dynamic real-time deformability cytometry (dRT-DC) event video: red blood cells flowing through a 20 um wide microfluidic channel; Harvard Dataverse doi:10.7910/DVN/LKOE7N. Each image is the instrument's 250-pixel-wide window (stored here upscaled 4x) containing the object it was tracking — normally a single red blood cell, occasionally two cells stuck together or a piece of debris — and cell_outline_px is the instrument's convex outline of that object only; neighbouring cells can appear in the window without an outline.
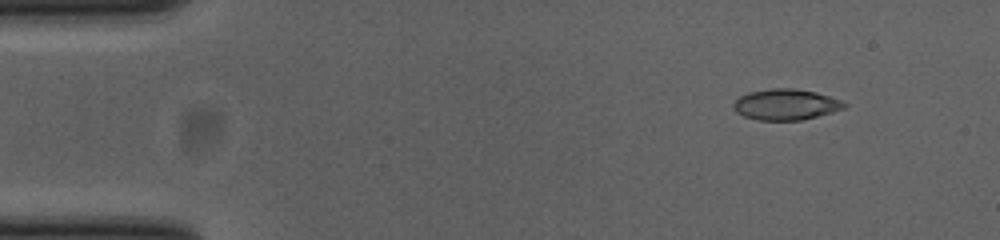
{"species": "common noctule bat (a hibernating species)", "species_latin": "Nyctalus noctula", "temperature_condition": "cold", "stored_images_in_passage": 53, "camera_frame_rate_fps": 3000, "um_per_image_px": 0.085, "animal": {"sex": "female", "body_mass_g": 23.0, "forearm_length_mm": 53.4}, "frame": {"image": 1, "passage_image": 6, "time_ms": 1.667, "image_size_px": [1000, 240], "cell_outline_px": [[848, 104], [844, 108], [832, 112], [800, 120], [756, 120], [744, 116], [736, 112], [732, 108], [732, 104], [740, 96], [748, 92], [772, 88], [792, 88], [816, 92], [840, 100]], "centroid_in_image_um": [66.75, 8.88], "position_along_channel_um": 18.2, "area_um2": 19.88}}
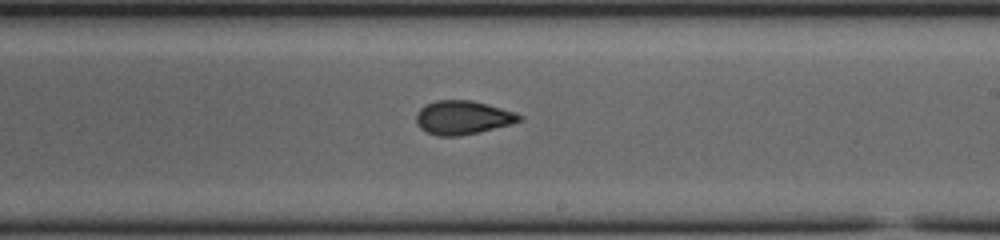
{"frame": {"image": 2, "passage_image": 31, "time_ms": 10.0, "image_size_px": [1000, 240], "cell_outline_px": [[524, 120], [512, 124], [480, 132], [460, 136], [436, 136], [420, 128], [416, 124], [416, 112], [420, 108], [436, 100], [472, 100], [516, 112], [524, 116]], "centroid_in_image_um": [39.36, 10.0], "position_along_channel_um": 249.6, "area_um2": 20.52}}
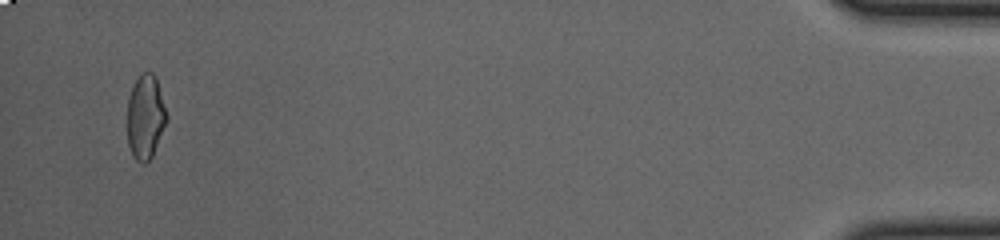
{"frame": {"image": 3, "passage_image": 51, "time_ms": 16.667, "image_size_px": [1000, 240], "cell_outline_px": [[168, 120], [152, 156], [144, 164], [136, 160], [128, 144], [128, 96], [140, 72], [152, 72], [156, 76], [168, 116]], "centroid_in_image_um": [12.38, 9.91], "position_along_channel_um": 422.8, "area_um2": 19.36}, "authors_computed_cell_mechanics": {"area_um2": 19.8832, "velocity_mm_per_s": 3.8793, "shape_relaxation_time_tau1_ms": 10.3071, "shape_relaxation_time_tau2_ms": 1.4016, "deformation_change_tau1": 0.2312, "deformation_change_tau2": 0.0711}}